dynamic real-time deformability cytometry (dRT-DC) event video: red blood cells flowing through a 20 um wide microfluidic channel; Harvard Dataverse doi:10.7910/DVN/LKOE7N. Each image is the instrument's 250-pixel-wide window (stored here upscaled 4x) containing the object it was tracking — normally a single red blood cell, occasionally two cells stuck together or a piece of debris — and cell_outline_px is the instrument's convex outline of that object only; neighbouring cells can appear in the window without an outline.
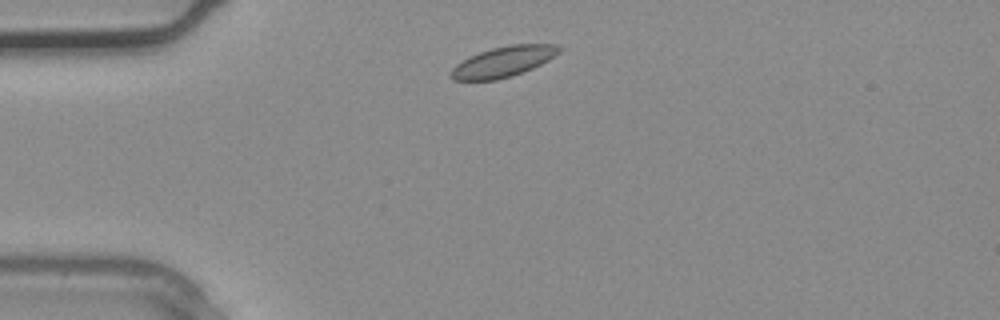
{"species": "common noctule bat (a hibernating species)", "species_latin": "Nyctalus noctula", "temperature_condition": "warm", "stored_images_in_passage": 2, "camera_frame_rate_fps": 3000, "um_per_image_px": 0.085, "animal": {"sex": "male", "body_mass_g": 20.4}, "frame": {"image": 1, "passage_image": 2, "time_ms": 0.333, "image_size_px": [1000, 320], "cell_outline_px": [[564, 48], [560, 52], [548, 60], [532, 68], [512, 76], [496, 80], [452, 80], [448, 76], [452, 68], [456, 64], [468, 56], [492, 48], [508, 44], [556, 44]], "centroid_in_image_um": [42.76, 5.24], "position_along_channel_um": 42.2, "area_um2": 19.36}}